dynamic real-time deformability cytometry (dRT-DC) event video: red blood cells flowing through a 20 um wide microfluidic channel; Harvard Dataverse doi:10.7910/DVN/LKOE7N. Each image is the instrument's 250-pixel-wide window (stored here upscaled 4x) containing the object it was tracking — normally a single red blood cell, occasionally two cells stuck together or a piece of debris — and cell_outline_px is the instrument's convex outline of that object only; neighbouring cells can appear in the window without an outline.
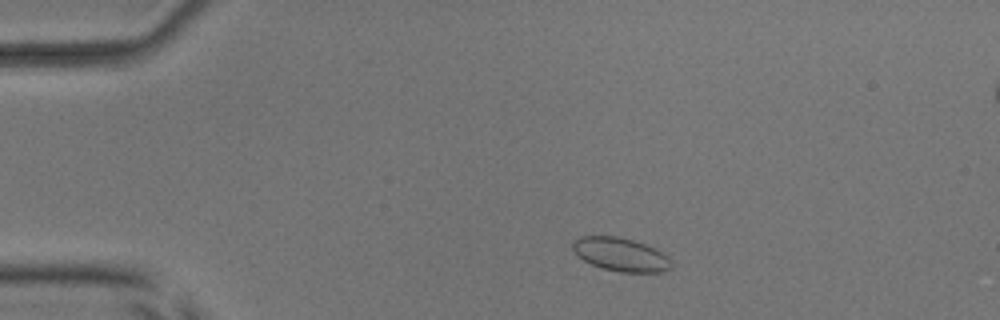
{"species": "common noctule bat (a hibernating species)", "species_latin": "Nyctalus noctula", "temperature_condition": "room temperature", "stored_images_in_passage": 50, "camera_frame_rate_fps": 3000, "um_per_image_px": 0.085, "animal": {"sex": "male", "body_mass_g": 17.9, "forearm_length_mm": 54.2}, "frame": {"image": 1, "passage_image": 5, "time_ms": 1.333, "image_size_px": [1000, 320], "cell_outline_px": [[672, 268], [664, 272], [620, 272], [604, 268], [592, 264], [576, 256], [572, 248], [572, 240], [580, 236], [616, 236], [632, 240], [656, 248], [668, 256], [672, 264]], "centroid_in_image_um": [52.75, 21.63], "position_along_channel_um": 32.2, "area_um2": 19.36}}
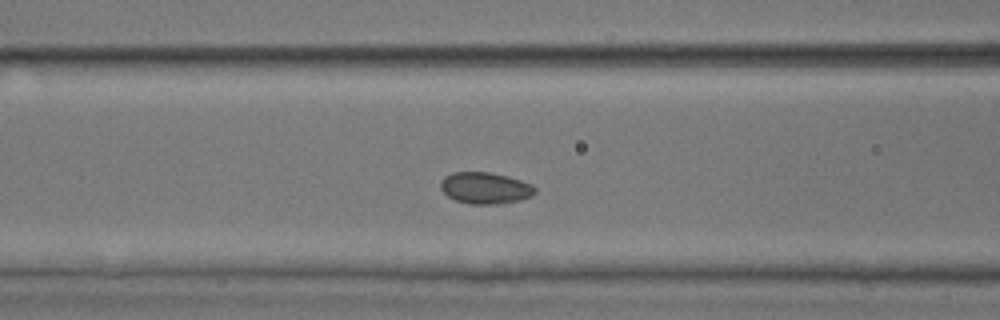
{"frame": {"image": 2, "passage_image": 17, "time_ms": 5.333, "image_size_px": [1000, 320], "cell_outline_px": [[536, 192], [532, 196], [520, 200], [500, 204], [472, 204], [456, 200], [448, 196], [440, 188], [440, 180], [444, 176], [452, 172], [488, 172], [508, 176], [532, 184], [536, 188]], "centroid_in_image_um": [41.25, 15.98], "position_along_channel_um": 125.4, "area_um2": 17.46}}
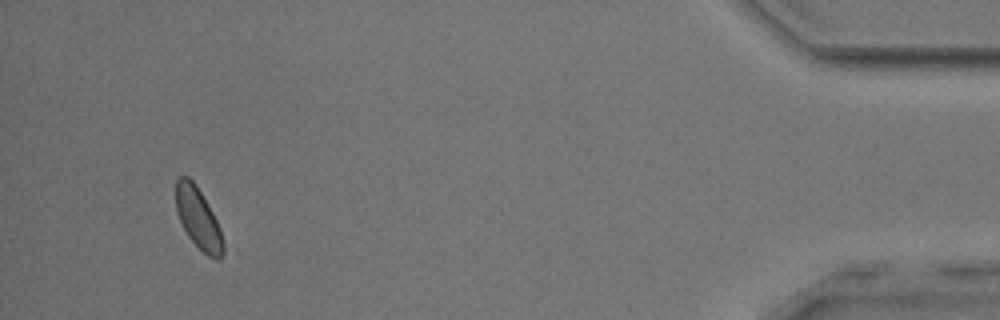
{"frame": {"image": 3, "passage_image": 46, "time_ms": 15.0, "image_size_px": [1000, 320], "cell_outline_px": [[224, 252], [220, 260], [216, 260], [208, 256], [188, 236], [176, 212], [176, 176], [188, 176], [196, 184], [212, 212], [220, 228], [224, 244]], "centroid_in_image_um": [16.85, 18.55], "position_along_channel_um": 418.3, "area_um2": 16.7}}